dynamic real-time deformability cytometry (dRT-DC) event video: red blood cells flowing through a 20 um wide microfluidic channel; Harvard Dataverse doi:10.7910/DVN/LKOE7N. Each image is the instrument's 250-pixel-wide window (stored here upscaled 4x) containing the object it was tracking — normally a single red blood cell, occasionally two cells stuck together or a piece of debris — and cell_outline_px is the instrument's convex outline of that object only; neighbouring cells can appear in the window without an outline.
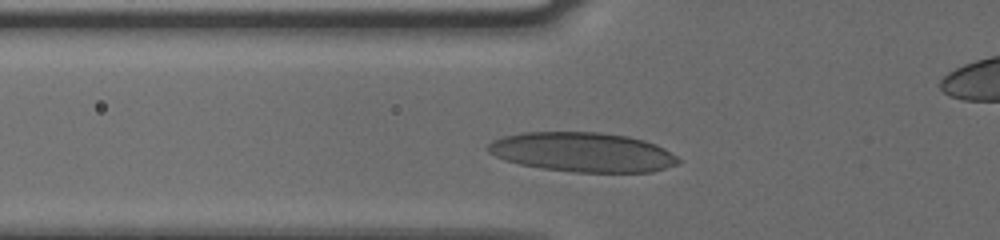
{"species": "human", "species_latin": "Homo sapiens", "temperature_condition": "cold", "stored_images_in_passage": 21, "camera_frame_rate_fps": 3000, "um_per_image_px": 0.085, "donor": {"sex": "male"}, "frame": {"image": 1, "passage_image": 2, "time_ms": 0.333, "image_size_px": [1000, 240], "cell_outline_px": [[680, 160], [676, 164], [652, 172], [572, 172], [544, 168], [520, 164], [504, 160], [488, 152], [488, 144], [492, 140], [504, 136], [524, 132], [600, 132], [628, 136], [644, 140], [656, 144], [664, 148], [676, 156]], "centroid_in_image_um": [49.51, 12.93], "position_along_channel_um": 76.3, "area_um2": 43.7}}
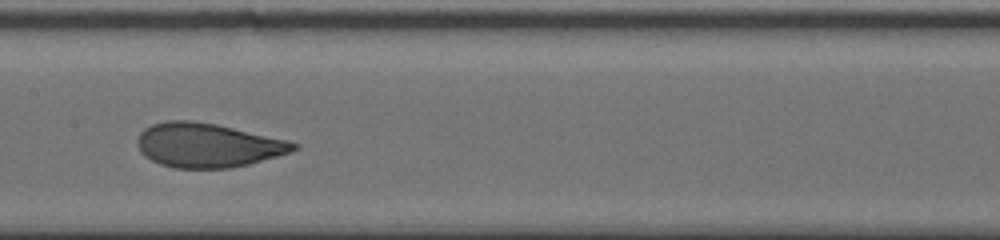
{"frame": {"image": 2, "passage_image": 10, "time_ms": 3.0, "image_size_px": [1000, 240], "cell_outline_px": [[300, 148], [292, 152], [248, 164], [232, 168], [172, 168], [160, 164], [144, 156], [140, 152], [136, 144], [136, 140], [140, 132], [144, 128], [152, 124], [168, 120], [188, 120], [216, 124], [288, 140], [300, 144]], "centroid_in_image_um": [17.64, 12.34], "position_along_channel_um": 189.8, "area_um2": 40.46}}
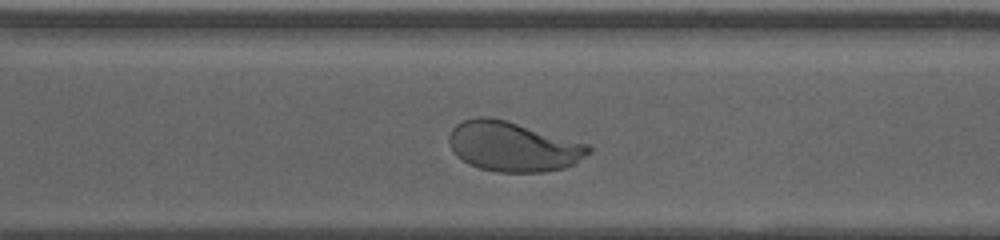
{"frame": {"image": 3, "passage_image": 20, "time_ms": 6.333, "image_size_px": [1000, 240], "cell_outline_px": [[592, 152], [576, 164], [564, 168], [544, 172], [496, 172], [480, 168], [468, 164], [456, 156], [452, 152], [448, 144], [448, 136], [452, 128], [456, 124], [464, 120], [476, 116], [488, 116], [504, 120], [592, 144]], "centroid_in_image_um": [43.63, 12.46], "position_along_channel_um": 327.0, "area_um2": 41.15}}